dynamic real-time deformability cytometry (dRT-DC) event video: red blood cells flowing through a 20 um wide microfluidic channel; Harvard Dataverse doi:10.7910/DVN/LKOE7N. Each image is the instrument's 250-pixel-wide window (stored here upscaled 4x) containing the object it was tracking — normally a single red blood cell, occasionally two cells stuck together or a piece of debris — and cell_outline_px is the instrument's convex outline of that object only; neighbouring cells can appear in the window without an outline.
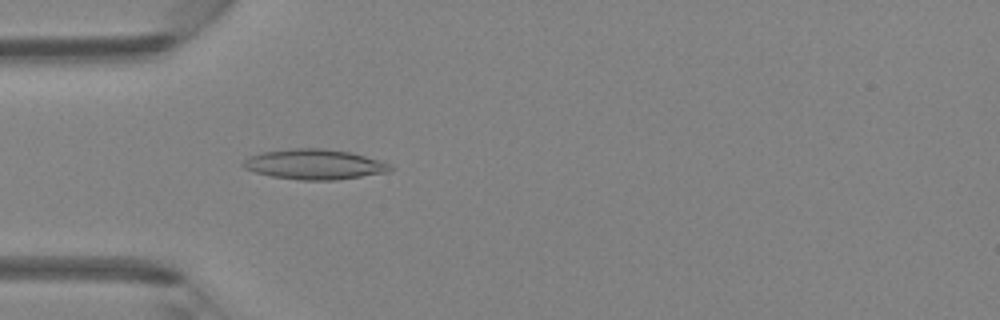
{"species": "Egyptian fruit bat (a non-hibernating species)", "species_latin": "Rousettus aegyptiacus", "temperature_condition": "room temperature", "stored_images_in_passage": 4, "camera_frame_rate_fps": 3000, "um_per_image_px": 0.085, "animal": {"sex": "female"}, "frame": {"image": 1, "passage_image": 4, "time_ms": 3.333, "image_size_px": [1000, 320], "cell_outline_px": [[392, 172], [336, 180], [300, 180], [272, 176], [256, 172], [244, 168], [240, 164], [248, 156], [264, 152], [288, 148], [320, 148], [352, 152], [392, 164]], "centroid_in_image_um": [26.76, 13.97], "position_along_channel_um": 58.2, "area_um2": 26.07}}